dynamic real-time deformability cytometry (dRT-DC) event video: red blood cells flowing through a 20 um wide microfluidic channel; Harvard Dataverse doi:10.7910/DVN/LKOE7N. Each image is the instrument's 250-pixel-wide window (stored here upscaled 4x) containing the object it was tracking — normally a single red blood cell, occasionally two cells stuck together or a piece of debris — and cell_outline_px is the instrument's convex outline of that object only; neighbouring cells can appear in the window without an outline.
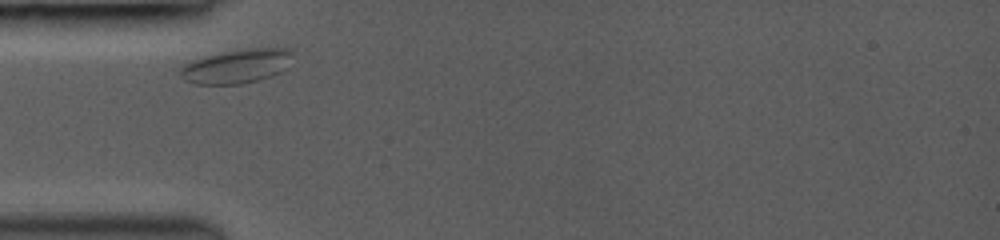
{"species": "common noctule bat (a hibernating species)", "species_latin": "Nyctalus noctula", "temperature_condition": "room temperature", "stored_images_in_passage": 22, "camera_frame_rate_fps": 3000, "um_per_image_px": 0.085, "animal": {"sex": "female", "body_mass_g": 19.0, "forearm_length_mm": 53.3}, "frame": {"image": 1, "passage_image": 1, "time_ms": 0.0, "image_size_px": [1000, 240], "cell_outline_px": [[292, 52], [284, 68], [280, 72], [272, 76], [240, 84], [196, 84], [184, 80], [180, 76], [180, 68], [184, 64], [192, 60], [204, 56], [220, 52], [248, 48], [288, 48]], "centroid_in_image_um": [20.05, 5.62], "position_along_channel_um": 65.0, "area_um2": 22.14}}
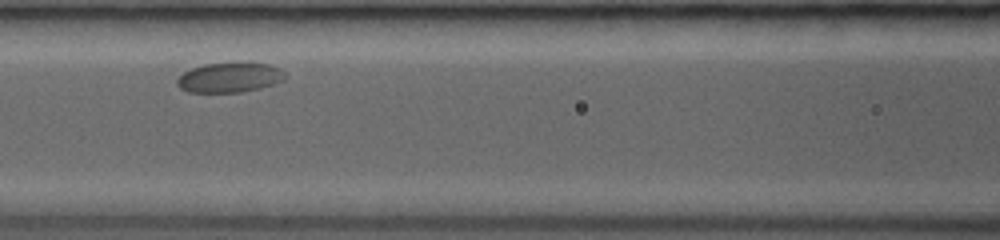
{"frame": {"image": 2, "passage_image": 7, "time_ms": 2.333, "image_size_px": [1000, 240], "cell_outline_px": [[284, 80], [276, 84], [260, 88], [240, 92], [188, 92], [180, 88], [176, 84], [176, 80], [184, 72], [192, 68], [204, 64], [232, 60], [248, 60], [272, 64], [280, 68], [284, 72]], "centroid_in_image_um": [19.57, 6.53], "position_along_channel_um": 147.0, "area_um2": 19.71}}
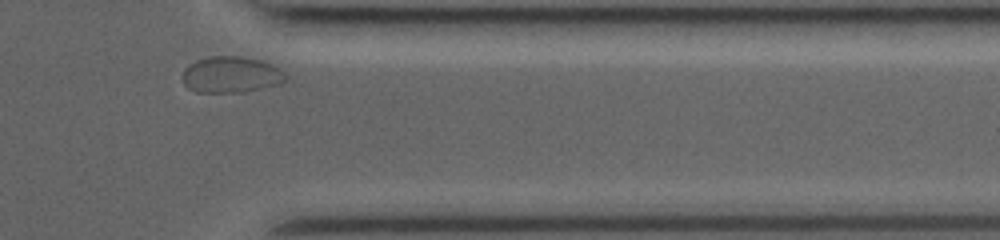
{"frame": {"image": 3, "passage_image": 20, "time_ms": 9.0, "image_size_px": [1000, 240], "cell_outline_px": [[288, 80], [280, 84], [240, 92], [196, 92], [188, 88], [184, 84], [184, 68], [188, 64], [196, 60], [208, 56], [240, 56], [260, 60], [272, 64], [280, 68], [288, 76]], "centroid_in_image_um": [19.66, 6.33], "position_along_channel_um": 391.7, "area_um2": 21.91}}